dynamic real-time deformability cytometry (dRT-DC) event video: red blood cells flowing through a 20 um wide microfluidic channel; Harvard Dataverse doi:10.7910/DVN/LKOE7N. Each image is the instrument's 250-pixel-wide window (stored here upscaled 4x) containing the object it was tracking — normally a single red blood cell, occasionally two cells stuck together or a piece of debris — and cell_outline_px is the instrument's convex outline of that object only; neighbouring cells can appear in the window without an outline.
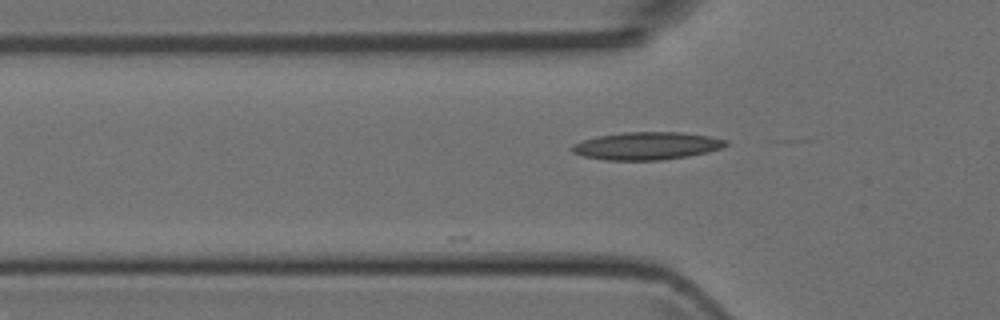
{"species": "Egyptian fruit bat (a non-hibernating species)", "species_latin": "Rousettus aegyptiacus", "temperature_condition": "room temperature", "stored_images_in_passage": 11, "camera_frame_rate_fps": 3000, "um_per_image_px": 0.085, "animal": {"sex": "female"}, "frame": {"image": 1, "passage_image": 3, "time_ms": 0.667, "image_size_px": [1000, 320], "cell_outline_px": [[728, 144], [720, 148], [708, 152], [688, 156], [660, 160], [604, 160], [584, 156], [572, 152], [572, 144], [584, 140], [600, 136], [624, 132], [680, 132], [708, 136], [728, 140]], "centroid_in_image_um": [54.99, 12.4], "position_along_channel_um": 70.8, "area_um2": 24.62}}
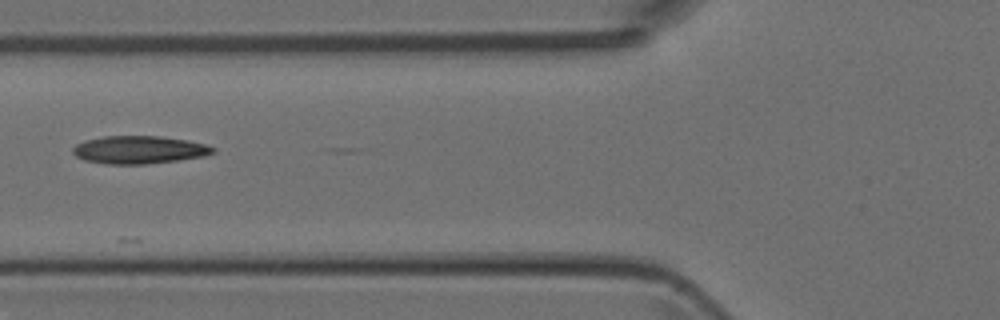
{"frame": {"image": 2, "passage_image": 6, "time_ms": 1.667, "image_size_px": [1000, 320], "cell_outline_px": [[216, 152], [204, 156], [176, 160], [144, 164], [108, 164], [84, 160], [76, 156], [72, 152], [72, 148], [76, 144], [84, 140], [104, 136], [160, 136], [188, 140], [204, 144], [216, 148]], "centroid_in_image_um": [11.81, 12.72], "position_along_channel_um": 114.0, "area_um2": 22.72}}
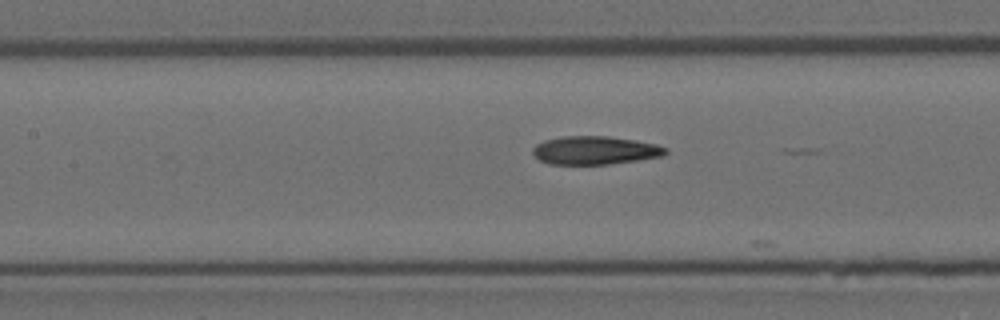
{"frame": {"image": 3, "passage_image": 9, "time_ms": 2.667, "image_size_px": [1000, 320], "cell_outline_px": [[668, 152], [664, 156], [608, 164], [548, 164], [540, 160], [532, 152], [532, 148], [536, 144], [544, 140], [564, 136], [608, 136], [636, 140], [656, 144], [668, 148]], "centroid_in_image_um": [50.58, 12.77], "position_along_channel_um": 156.8, "area_um2": 21.96}}